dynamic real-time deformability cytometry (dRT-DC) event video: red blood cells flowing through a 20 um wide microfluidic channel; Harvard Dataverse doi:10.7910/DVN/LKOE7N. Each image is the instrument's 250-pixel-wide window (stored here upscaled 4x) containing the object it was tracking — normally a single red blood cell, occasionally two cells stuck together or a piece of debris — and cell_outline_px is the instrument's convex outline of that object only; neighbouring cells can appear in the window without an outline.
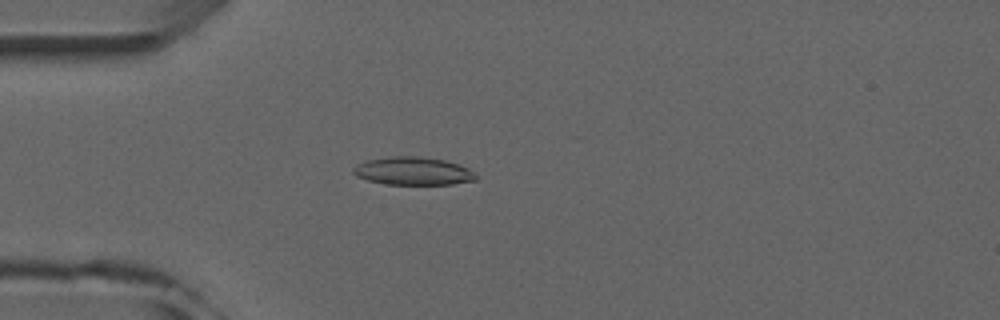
{"species": "common noctule bat (a hibernating species)", "species_latin": "Nyctalus noctula", "temperature_condition": "room temperature", "stored_images_in_passage": 4, "camera_frame_rate_fps": 3000, "um_per_image_px": 0.085, "animal": {"sex": "male", "forearm_length_mm": 52.5}, "frame": {"image": 1, "passage_image": 3, "time_ms": 2.667, "image_size_px": [1000, 320], "cell_outline_px": [[476, 180], [452, 184], [384, 184], [368, 180], [356, 176], [352, 172], [352, 168], [356, 164], [368, 160], [392, 156], [420, 156], [444, 160], [460, 164], [468, 168], [476, 176]], "centroid_in_image_um": [35.09, 14.53], "position_along_channel_um": 49.9, "area_um2": 20.0}}